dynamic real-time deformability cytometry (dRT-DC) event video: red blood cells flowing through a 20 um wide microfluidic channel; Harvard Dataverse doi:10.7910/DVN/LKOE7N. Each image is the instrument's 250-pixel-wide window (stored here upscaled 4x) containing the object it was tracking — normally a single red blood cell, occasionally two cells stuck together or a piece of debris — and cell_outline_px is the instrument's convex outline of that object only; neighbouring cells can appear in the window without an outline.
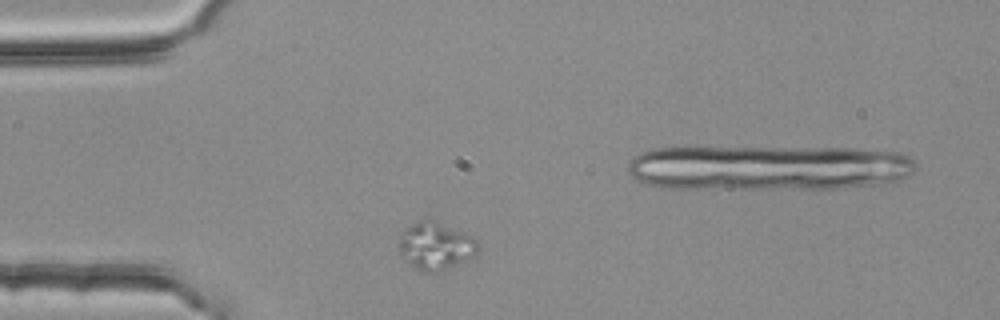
{"species": "common noctule bat (a hibernating species)", "species_latin": "Nyctalus noctula", "temperature_condition": "room temperature", "stored_images_in_passage": 2, "camera_frame_rate_fps": 3000, "um_per_image_px": 0.085, "animal": {"sex": "female", "body_mass_g": 25.1}, "frame": {"image": 1, "passage_image": 1, "time_ms": 0.0, "image_size_px": [1000, 320], "cell_outline_px": [[476, 252], [472, 256], [440, 272], [420, 272], [400, 252], [400, 232], [404, 228], [420, 220], [432, 220], [472, 236], [476, 240]], "centroid_in_image_um": [36.99, 20.9], "position_along_channel_um": 48.0, "area_um2": 21.15}}